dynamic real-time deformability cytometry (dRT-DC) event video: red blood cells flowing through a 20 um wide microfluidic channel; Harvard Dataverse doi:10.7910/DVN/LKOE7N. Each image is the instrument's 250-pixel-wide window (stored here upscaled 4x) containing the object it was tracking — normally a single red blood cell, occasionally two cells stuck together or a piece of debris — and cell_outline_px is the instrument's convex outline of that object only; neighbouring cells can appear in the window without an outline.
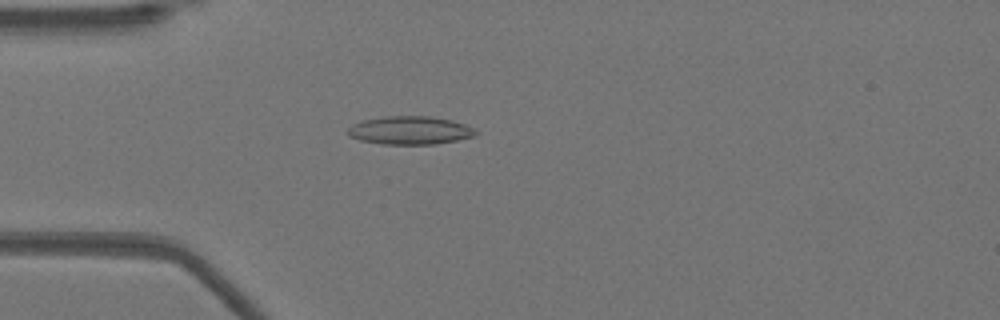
{"species": "Egyptian fruit bat (a non-hibernating species)", "species_latin": "Rousettus aegyptiacus", "temperature_condition": "warm", "stored_images_in_passage": 39, "camera_frame_rate_fps": 3000, "um_per_image_px": 0.085, "animal": {"sex": "female"}, "frame": {"image": 1, "passage_image": 2, "time_ms": 0.333, "image_size_px": [1000, 320], "cell_outline_px": [[476, 132], [472, 136], [456, 140], [436, 144], [380, 144], [360, 140], [348, 136], [348, 128], [352, 124], [364, 120], [384, 116], [428, 116], [452, 120], [464, 124], [472, 128]], "centroid_in_image_um": [34.79, 11.08], "position_along_channel_um": 50.2, "area_um2": 20.87}}
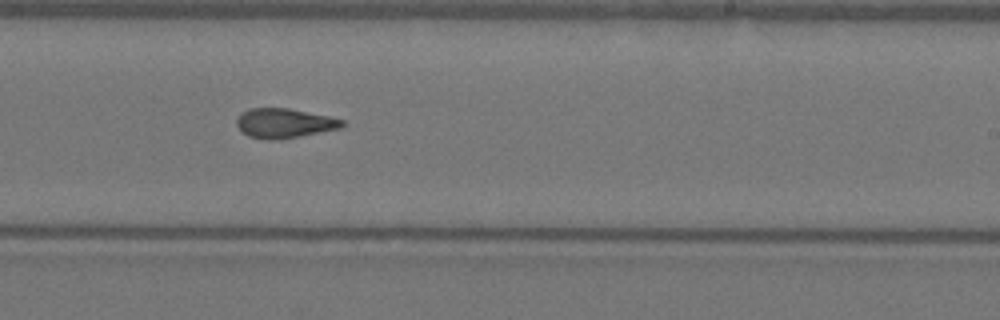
{"frame": {"image": 2, "passage_image": 19, "time_ms": 6.0, "image_size_px": [1000, 320], "cell_outline_px": [[344, 124], [340, 128], [300, 136], [276, 140], [264, 140], [248, 136], [240, 132], [236, 124], [236, 120], [248, 108], [288, 108], [328, 116], [344, 120]], "centroid_in_image_um": [24.12, 10.48], "position_along_channel_um": 264.9, "area_um2": 18.15}}
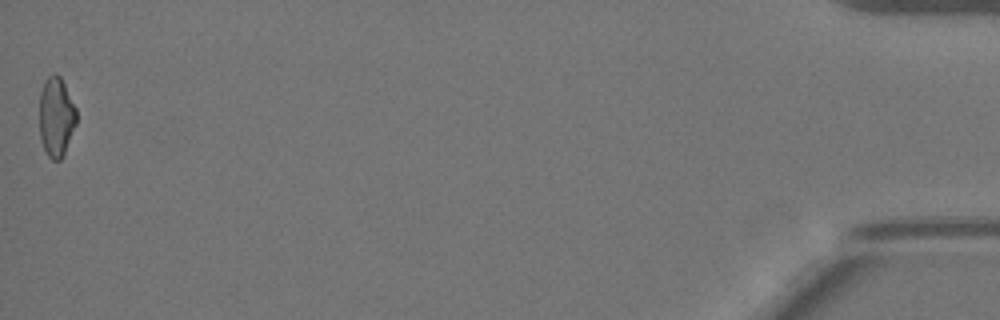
{"frame": {"image": 3, "passage_image": 39, "time_ms": 12.667, "image_size_px": [1000, 320], "cell_outline_px": [[76, 124], [64, 152], [60, 160], [52, 160], [48, 156], [40, 140], [40, 92], [44, 80], [52, 72], [56, 72], [60, 76], [76, 108]], "centroid_in_image_um": [4.76, 9.9], "position_along_channel_um": 430.4, "area_um2": 17.11}, "authors_computed_cell_mechanics": {"area_um2": 18.207, "velocity_mm_per_s": 3.9678, "shape_relaxation_time_tau1_ms": 7.5219, "shape_relaxation_time_tau2_ms": 2.245, "deformation_change_tau1": 0.2128, "deformation_change_tau2": 0.1066}}